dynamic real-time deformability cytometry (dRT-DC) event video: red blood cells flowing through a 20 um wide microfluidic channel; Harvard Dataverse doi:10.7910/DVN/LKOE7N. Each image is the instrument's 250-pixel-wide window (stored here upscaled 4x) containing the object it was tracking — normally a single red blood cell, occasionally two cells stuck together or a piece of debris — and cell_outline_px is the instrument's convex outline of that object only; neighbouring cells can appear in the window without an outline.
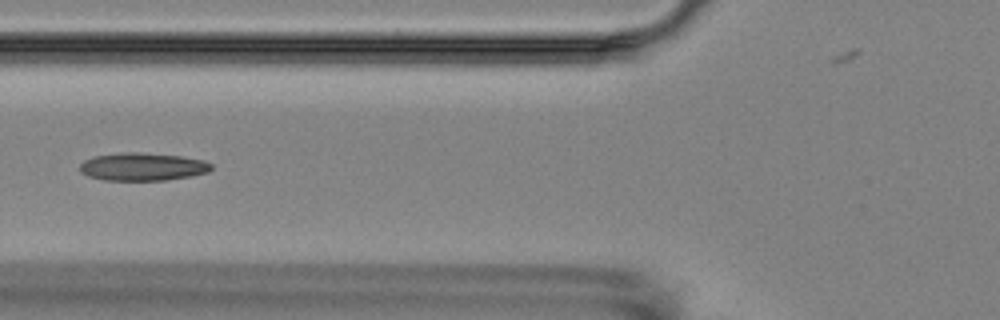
{"species": "Egyptian fruit bat (a non-hibernating species)", "species_latin": "Rousettus aegyptiacus", "temperature_condition": "room temperature", "stored_images_in_passage": 5, "camera_frame_rate_fps": 3000, "um_per_image_px": 0.085, "animal": {"sex": "female"}, "frame": {"image": 1, "passage_image": 5, "time_ms": 5.667, "image_size_px": [1000, 320], "cell_outline_px": [[212, 168], [208, 172], [192, 176], [164, 180], [104, 180], [88, 176], [80, 172], [80, 164], [84, 160], [96, 156], [124, 152], [136, 152], [180, 156], [204, 160], [212, 164]], "centroid_in_image_um": [12.13, 14.17], "position_along_channel_um": 113.7, "area_um2": 21.27}}